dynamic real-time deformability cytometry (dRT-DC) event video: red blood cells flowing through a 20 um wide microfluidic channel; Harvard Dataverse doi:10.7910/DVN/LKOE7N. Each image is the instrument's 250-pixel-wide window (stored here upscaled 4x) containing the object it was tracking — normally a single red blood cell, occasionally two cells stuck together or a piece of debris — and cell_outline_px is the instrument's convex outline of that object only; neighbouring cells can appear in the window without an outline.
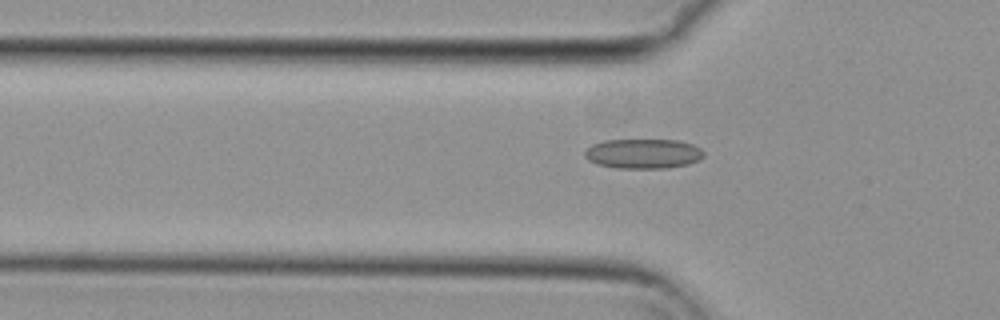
{"species": "common noctule bat (a hibernating species)", "species_latin": "Nyctalus noctula", "temperature_condition": "cold", "stored_images_in_passage": 50, "segment_of_instrument_passage": [1, 2], "camera_frame_rate_fps": 3000, "um_per_image_px": 0.085, "animal": {"sex": "female", "body_mass_g": 29.2, "forearm_length_mm": 56.3}, "frame": {"image": 1, "passage_image": 11, "time_ms": 3.333, "image_size_px": [1000, 320], "cell_outline_px": [[704, 156], [700, 160], [688, 164], [664, 168], [616, 168], [596, 164], [588, 160], [584, 156], [584, 152], [592, 144], [604, 140], [680, 140], [692, 144], [700, 148], [704, 152]], "centroid_in_image_um": [54.67, 13.06], "position_along_channel_um": 71.1, "area_um2": 20.75}}
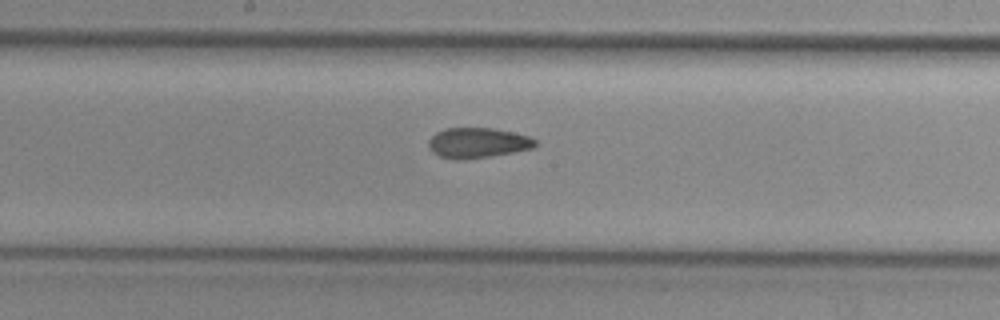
{"frame": {"image": 2, "passage_image": 22, "time_ms": 7.0, "image_size_px": [1000, 320], "cell_outline_px": [[536, 144], [532, 148], [512, 152], [488, 156], [460, 160], [456, 160], [440, 156], [432, 152], [428, 144], [428, 140], [436, 132], [444, 128], [492, 128], [512, 132], [528, 136], [536, 140]], "centroid_in_image_um": [40.56, 12.13], "position_along_channel_um": 207.6, "area_um2": 18.61}}
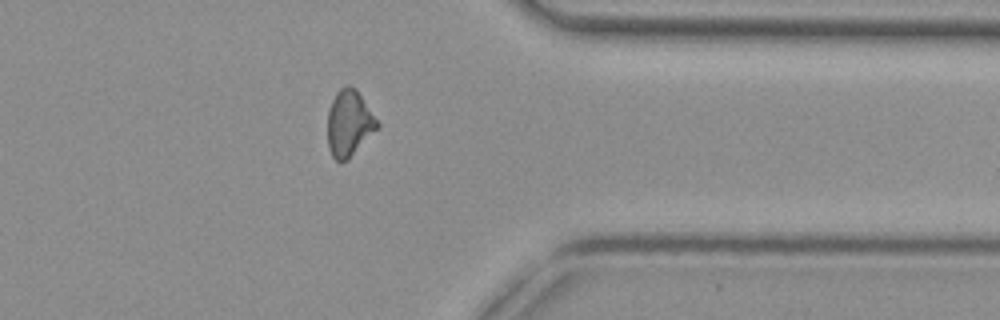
{"frame": {"image": 3, "passage_image": 37, "time_ms": 12.0, "image_size_px": [1000, 320], "cell_outline_px": [[380, 124], [348, 160], [340, 164], [332, 156], [328, 148], [328, 112], [332, 100], [336, 92], [344, 84], [348, 84], [356, 88]], "centroid_in_image_um": [29.65, 10.47], "position_along_channel_um": 381.8, "area_um2": 19.13}}